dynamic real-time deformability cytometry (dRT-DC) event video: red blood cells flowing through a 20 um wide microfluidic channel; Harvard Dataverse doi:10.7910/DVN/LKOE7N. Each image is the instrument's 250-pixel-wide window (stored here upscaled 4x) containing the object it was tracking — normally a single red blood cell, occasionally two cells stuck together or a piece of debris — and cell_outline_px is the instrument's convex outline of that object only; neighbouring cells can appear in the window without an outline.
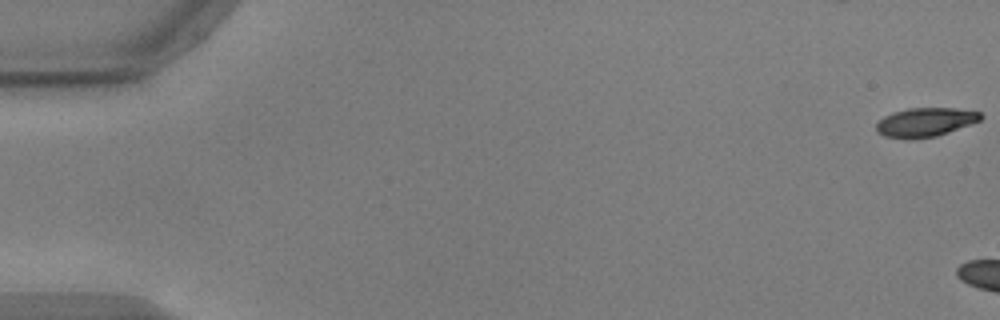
{"species": "common noctule bat (a hibernating species)", "species_latin": "Nyctalus noctula", "temperature_condition": "warm", "stored_images_in_passage": 9, "camera_frame_rate_fps": 3000, "um_per_image_px": 0.085, "animal": {"sex": "male", "body_mass_g": 17.9, "forearm_length_mm": 54.2}, "frame": {"image": 1, "passage_image": 1, "time_ms": 0.0, "image_size_px": [1000, 320], "cell_outline_px": [[984, 116], [980, 120], [948, 132], [936, 136], [912, 140], [904, 140], [884, 136], [876, 132], [876, 124], [884, 116], [892, 112], [908, 108], [956, 108], [980, 112]], "centroid_in_image_um": [78.6, 10.4], "position_along_channel_um": 6.4, "area_um2": 17.8}}